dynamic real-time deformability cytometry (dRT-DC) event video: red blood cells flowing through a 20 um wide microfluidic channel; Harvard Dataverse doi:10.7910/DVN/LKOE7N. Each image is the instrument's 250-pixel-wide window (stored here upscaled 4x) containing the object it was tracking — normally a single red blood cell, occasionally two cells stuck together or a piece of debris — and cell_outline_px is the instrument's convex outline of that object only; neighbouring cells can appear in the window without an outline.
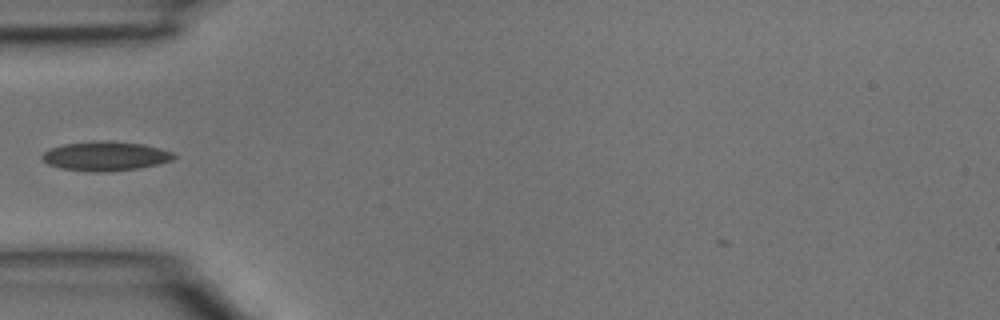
{"species": "common noctule bat (a hibernating species)", "species_latin": "Nyctalus noctula", "temperature_condition": "room temperature", "stored_images_in_passage": 3, "camera_frame_rate_fps": 3000, "um_per_image_px": 0.085, "animal": {"sex": "male", "body_mass_g": 15.6}, "frame": {"image": 1, "passage_image": 3, "time_ms": 0.667, "image_size_px": [1000, 320], "cell_outline_px": [[176, 156], [172, 160], [140, 168], [104, 172], [92, 172], [60, 168], [48, 164], [40, 156], [44, 152], [52, 148], [64, 144], [92, 140], [112, 140], [144, 144], [160, 148], [172, 152]], "centroid_in_image_um": [8.96, 13.25], "position_along_channel_um": 76.0, "area_um2": 22.66}}